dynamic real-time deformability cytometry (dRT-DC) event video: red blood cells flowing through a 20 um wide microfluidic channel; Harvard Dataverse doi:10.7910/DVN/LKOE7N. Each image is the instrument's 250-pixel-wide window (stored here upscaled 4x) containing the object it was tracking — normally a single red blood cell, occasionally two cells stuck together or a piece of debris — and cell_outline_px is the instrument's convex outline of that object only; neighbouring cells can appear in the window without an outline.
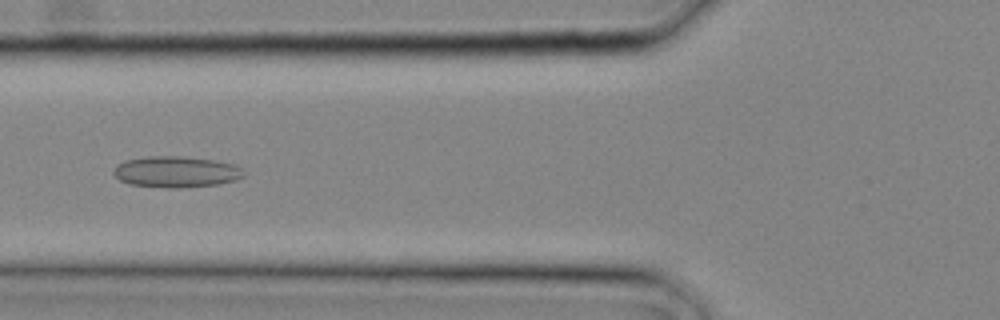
{"species": "common noctule bat (a hibernating species)", "species_latin": "Nyctalus noctula", "temperature_condition": "cold", "stored_images_in_passage": 21, "camera_frame_rate_fps": 3000, "um_per_image_px": 0.085, "animal": {"sex": "male", "body_mass_g": 20.4}, "frame": {"image": 1, "passage_image": 4, "time_ms": 1.0, "image_size_px": [1000, 320], "cell_outline_px": [[244, 176], [236, 180], [216, 184], [172, 188], [132, 184], [120, 180], [112, 172], [112, 168], [116, 164], [124, 160], [148, 156], [184, 156], [212, 160], [236, 164], [244, 172]], "centroid_in_image_um": [14.94, 14.58], "position_along_channel_um": 110.9, "area_um2": 23.52}}
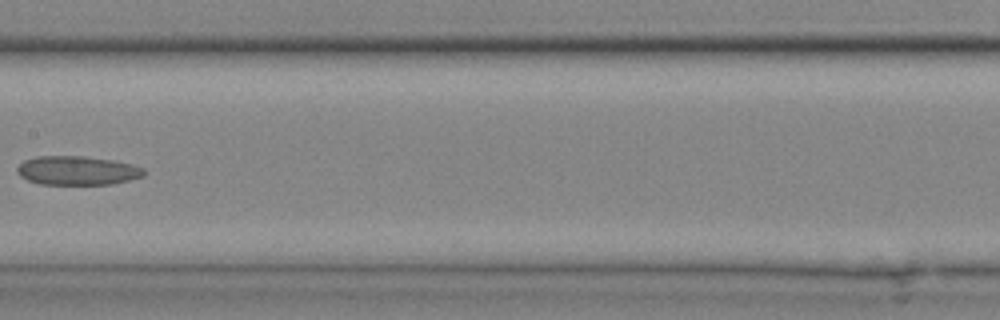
{"frame": {"image": 2, "passage_image": 8, "time_ms": 2.333, "image_size_px": [1000, 320], "cell_outline_px": [[148, 172], [144, 176], [112, 184], [40, 184], [28, 180], [20, 176], [16, 172], [16, 168], [24, 160], [36, 156], [84, 156], [112, 160], [132, 164], [144, 168]], "centroid_in_image_um": [6.58, 14.49], "position_along_channel_um": 200.8, "area_um2": 21.5}}
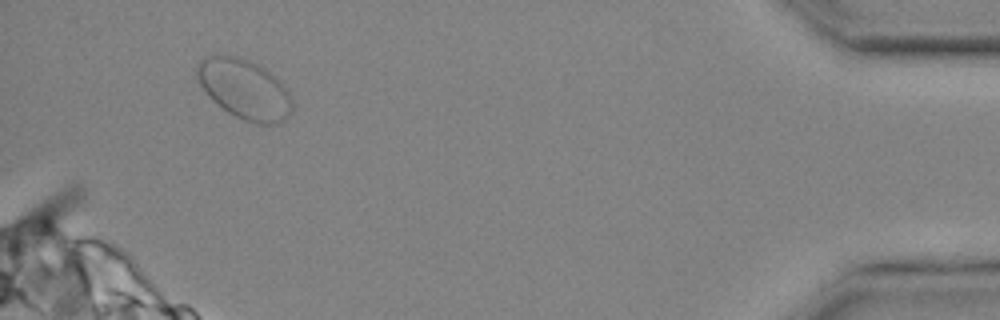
{"frame": {"image": 3, "passage_image": 20, "time_ms": 6.333, "image_size_px": [1000, 320], "cell_outline_px": [[292, 112], [284, 120], [276, 124], [256, 124], [244, 120], [228, 112], [212, 100], [208, 96], [200, 84], [196, 76], [196, 64], [200, 60], [208, 56], [240, 56], [260, 64], [276, 76], [284, 84], [292, 96]], "centroid_in_image_um": [20.81, 7.57], "position_along_channel_um": 414.4, "area_um2": 33.58}}